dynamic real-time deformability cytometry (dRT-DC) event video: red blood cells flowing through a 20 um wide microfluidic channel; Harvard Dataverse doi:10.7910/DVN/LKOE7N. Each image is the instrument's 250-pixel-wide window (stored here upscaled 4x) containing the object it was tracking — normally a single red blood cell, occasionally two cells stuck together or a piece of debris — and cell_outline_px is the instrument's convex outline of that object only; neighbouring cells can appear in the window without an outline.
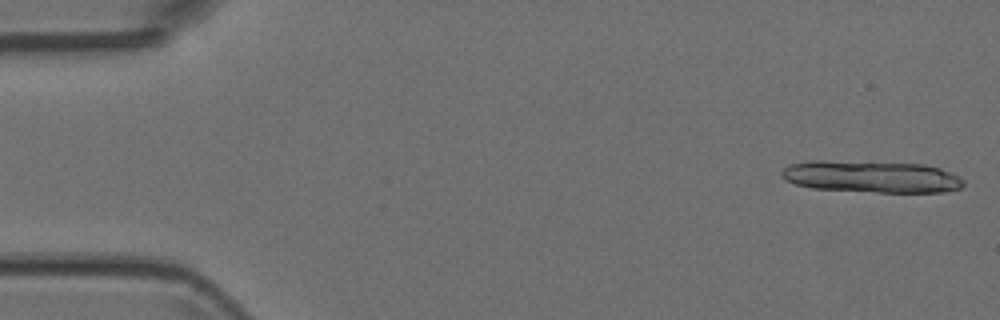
{"species": "Egyptian fruit bat (a non-hibernating species)", "species_latin": "Rousettus aegyptiacus", "temperature_condition": "room temperature", "stored_images_in_passage": 13, "camera_frame_rate_fps": 3000, "um_per_image_px": 0.085, "animal": {"sex": "female"}, "frame": {"image": 1, "passage_image": 1, "time_ms": 0.0, "image_size_px": [1000, 320], "cell_outline_px": [[964, 184], [960, 188], [944, 192], [880, 192], [812, 188], [796, 184], [788, 180], [780, 172], [788, 164], [808, 160], [824, 160], [924, 164], [940, 168], [960, 176], [964, 180]], "centroid_in_image_um": [74.09, 15.0], "position_along_channel_um": 10.9, "area_um2": 33.81}}